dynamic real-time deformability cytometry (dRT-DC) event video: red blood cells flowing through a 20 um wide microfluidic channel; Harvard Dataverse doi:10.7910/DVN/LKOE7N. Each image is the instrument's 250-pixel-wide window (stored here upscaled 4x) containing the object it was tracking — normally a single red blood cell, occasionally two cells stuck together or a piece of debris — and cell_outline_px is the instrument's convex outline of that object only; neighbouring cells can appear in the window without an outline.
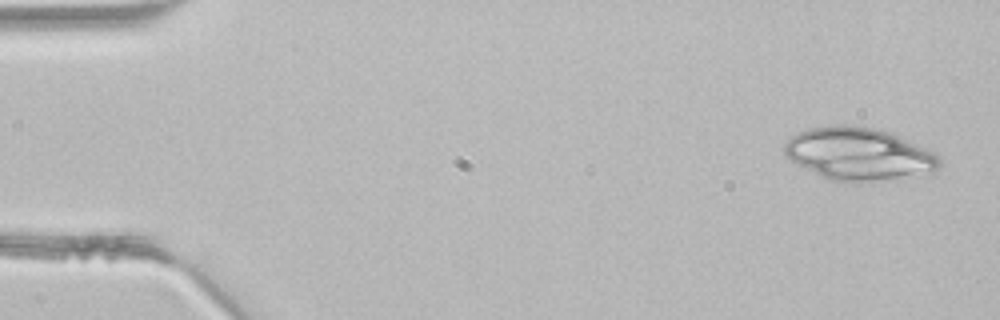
{"species": "common noctule bat (a hibernating species)", "species_latin": "Nyctalus noctula", "temperature_condition": "room temperature", "stored_images_in_passage": 44, "segment_of_instrument_passage": [1, 2], "camera_frame_rate_fps": 3000, "um_per_image_px": 0.085, "animal": {"sex": "male", "body_mass_g": 21.5, "forearm_length_mm": 52.0}, "frame": {"image": 1, "passage_image": 2, "time_ms": 0.333, "image_size_px": [1000, 320], "cell_outline_px": [[940, 164], [932, 172], [872, 180], [832, 180], [820, 176], [784, 156], [784, 144], [792, 136], [808, 128], [840, 124], [848, 124], [872, 128], [888, 132], [916, 144], [932, 152], [940, 160]], "centroid_in_image_um": [72.91, 13.04], "position_along_channel_um": 12.1, "area_um2": 46.07}}